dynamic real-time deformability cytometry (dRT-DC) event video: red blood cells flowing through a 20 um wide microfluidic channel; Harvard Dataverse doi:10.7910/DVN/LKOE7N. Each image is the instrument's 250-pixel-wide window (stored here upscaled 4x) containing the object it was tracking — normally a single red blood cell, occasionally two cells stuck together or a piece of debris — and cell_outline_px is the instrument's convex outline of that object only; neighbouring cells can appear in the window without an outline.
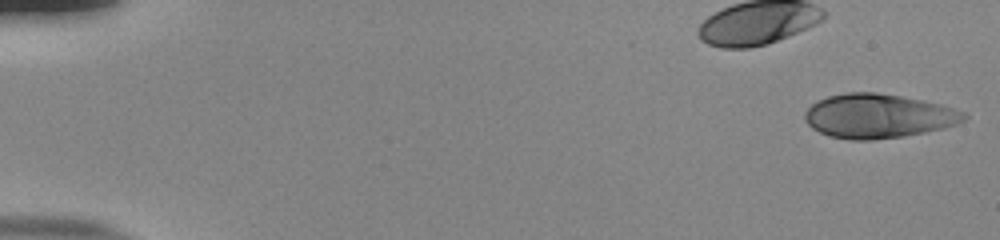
{"species": "human", "species_latin": "Homo sapiens", "temperature_condition": "room temperature", "stored_images_in_passage": 53, "camera_frame_rate_fps": 3000, "um_per_image_px": 0.085, "donor": {"sex": "male"}, "frame": {"image": 1, "passage_image": 1, "time_ms": 0.0, "image_size_px": [1000, 240], "cell_outline_px": [[968, 116], [964, 120], [956, 124], [944, 128], [904, 136], [872, 140], [848, 140], [828, 136], [812, 128], [804, 120], [804, 112], [812, 104], [828, 96], [848, 92], [876, 92], [924, 100], [940, 104], [964, 112]], "centroid_in_image_um": [74.63, 9.87], "position_along_channel_um": 10.4, "area_um2": 40.98}}
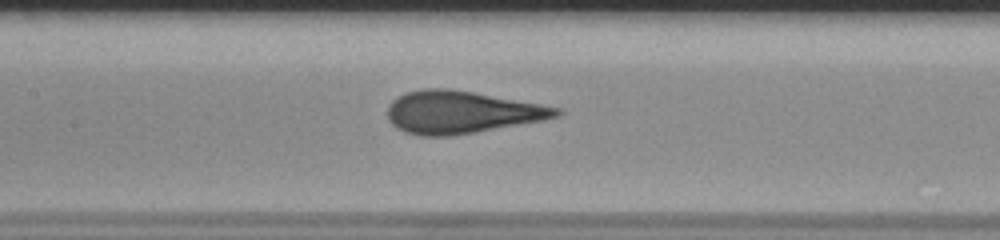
{"frame": {"image": 2, "passage_image": 26, "time_ms": 8.333, "image_size_px": [1000, 240], "cell_outline_px": [[564, 112], [560, 116], [544, 120], [476, 132], [452, 136], [420, 136], [404, 132], [396, 128], [388, 120], [388, 104], [392, 100], [408, 92], [424, 88], [448, 88], [472, 92], [540, 104], [560, 108]], "centroid_in_image_um": [39.21, 9.55], "position_along_channel_um": 168.2, "area_um2": 41.73}}
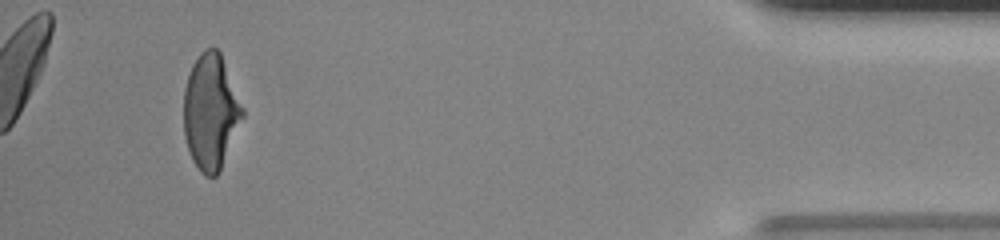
{"frame": {"image": 3, "passage_image": 50, "time_ms": 16.333, "image_size_px": [1000, 240], "cell_outline_px": [[244, 116], [220, 172], [216, 176], [204, 176], [200, 172], [192, 160], [184, 136], [184, 88], [192, 64], [200, 52], [204, 48], [212, 44], [220, 52], [244, 108]], "centroid_in_image_um": [17.91, 9.5], "position_along_channel_um": 417.3, "area_um2": 39.94}, "authors_computed_cell_mechanics": {"area_um2": 40.9802, "velocity_mm_per_s": 3.86, "shape_relaxation_time_tau1_ms": 6.3937, "shape_relaxation_time_tau2_ms": null, "deformation_change_tau1": 0.2264, "deformation_change_tau2": null}}